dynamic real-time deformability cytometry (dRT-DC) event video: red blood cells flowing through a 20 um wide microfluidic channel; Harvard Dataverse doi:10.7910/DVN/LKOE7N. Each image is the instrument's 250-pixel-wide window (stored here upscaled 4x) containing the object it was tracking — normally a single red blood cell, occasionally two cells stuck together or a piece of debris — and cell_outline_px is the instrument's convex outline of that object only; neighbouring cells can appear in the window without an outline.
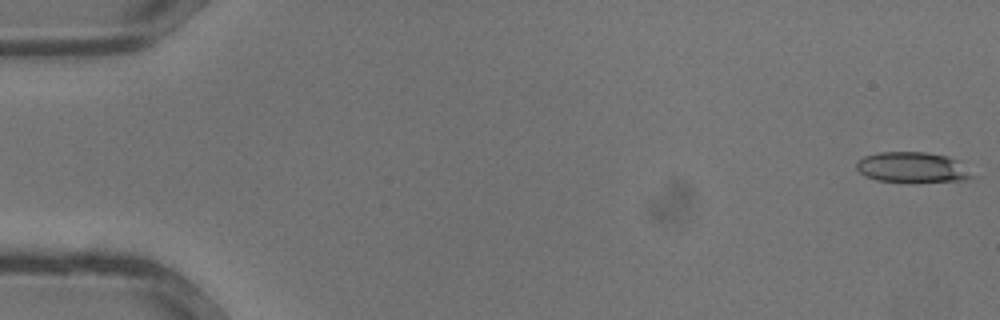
{"species": "common noctule bat (a hibernating species)", "species_latin": "Nyctalus noctula", "temperature_condition": "warm", "stored_images_in_passage": 4, "camera_frame_rate_fps": 3000, "um_per_image_px": 0.085, "animal": {"sex": "male", "body_mass_g": 13.3}, "frame": {"image": 1, "passage_image": 1, "time_ms": 0.0, "image_size_px": [1000, 320], "cell_outline_px": [[980, 176], [976, 180], [876, 180], [864, 176], [856, 168], [856, 160], [864, 156], [880, 152], [924, 152], [948, 156], [956, 160]], "centroid_in_image_um": [77.61, 14.2], "position_along_channel_um": 7.4, "area_um2": 20.35}}